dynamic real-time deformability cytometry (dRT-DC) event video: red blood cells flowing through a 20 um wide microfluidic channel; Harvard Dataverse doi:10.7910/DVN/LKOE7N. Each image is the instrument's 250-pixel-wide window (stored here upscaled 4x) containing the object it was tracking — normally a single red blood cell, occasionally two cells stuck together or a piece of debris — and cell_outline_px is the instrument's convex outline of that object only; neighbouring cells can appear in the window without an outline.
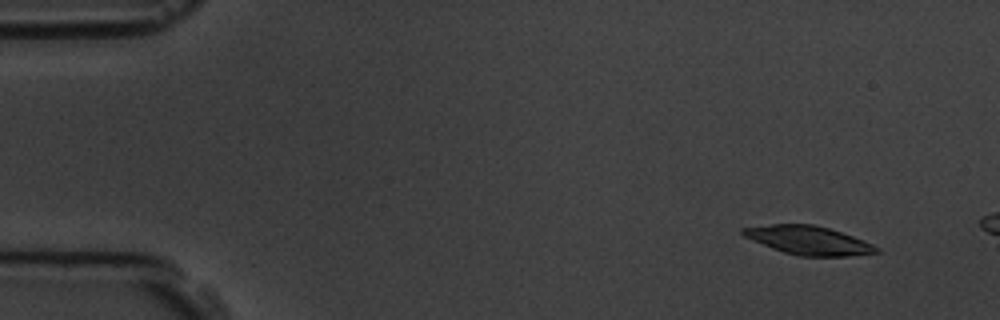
{"species": "common noctule bat (a hibernating species)", "species_latin": "Nyctalus noctula", "temperature_condition": "room temperature", "stored_images_in_passage": 3, "camera_frame_rate_fps": 3000, "um_per_image_px": 0.085, "animal": {"sex": "male", "body_mass_g": 19.5, "forearm_length_mm": 54.6}, "frame": {"image": 1, "passage_image": 1, "time_ms": 0.0, "image_size_px": [1000, 320], "cell_outline_px": [[880, 252], [848, 256], [800, 256], [784, 252], [772, 248], [752, 240], [744, 236], [740, 232], [740, 228], [772, 224], [812, 224], [828, 228], [864, 240], [880, 248]], "centroid_in_image_um": [68.71, 20.43], "position_along_channel_um": 16.3, "area_um2": 22.14}}